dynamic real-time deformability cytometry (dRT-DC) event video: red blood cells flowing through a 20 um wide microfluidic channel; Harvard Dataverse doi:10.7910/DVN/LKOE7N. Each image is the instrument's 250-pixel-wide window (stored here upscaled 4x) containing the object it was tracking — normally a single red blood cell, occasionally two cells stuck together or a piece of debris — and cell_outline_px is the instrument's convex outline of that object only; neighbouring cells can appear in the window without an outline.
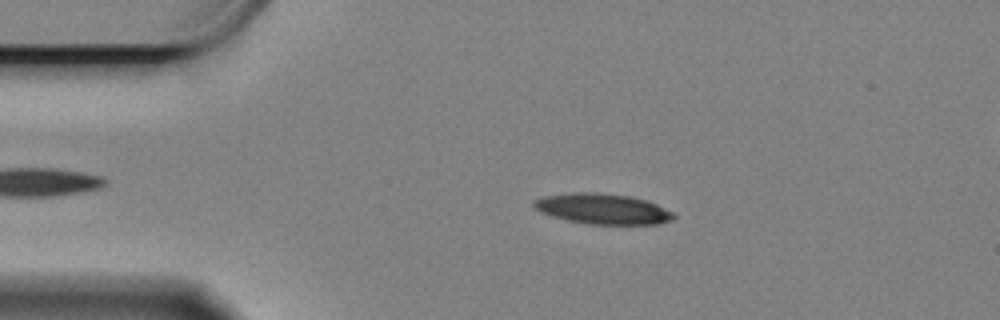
{"species": "Egyptian fruit bat (a non-hibernating species)", "species_latin": "Rousettus aegyptiacus", "temperature_condition": "cold", "stored_images_in_passage": 38, "camera_frame_rate_fps": 3000, "um_per_image_px": 0.085, "animal": {"sex": "female"}, "frame": {"image": 1, "passage_image": 11, "time_ms": 3.333, "image_size_px": [1000, 320], "cell_outline_px": [[676, 216], [672, 220], [656, 224], [588, 224], [568, 220], [552, 216], [540, 212], [532, 204], [536, 200], [548, 196], [580, 192], [596, 192], [628, 196], [648, 200], [676, 212]], "centroid_in_image_um": [51.32, 17.76], "position_along_channel_um": 33.7, "area_um2": 24.68}}
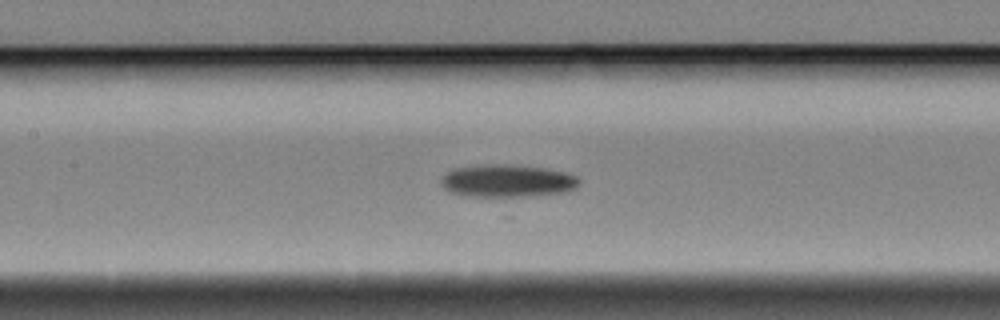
{"frame": {"image": 2, "passage_image": 26, "time_ms": 8.333, "image_size_px": [1000, 320], "cell_outline_px": [[580, 184], [576, 188], [568, 192], [524, 196], [468, 196], [448, 192], [440, 184], [440, 180], [452, 168], [492, 164], [540, 168], [564, 172], [576, 176], [580, 180]], "centroid_in_image_um": [43.11, 15.39], "position_along_channel_um": 164.3, "area_um2": 25.89}}
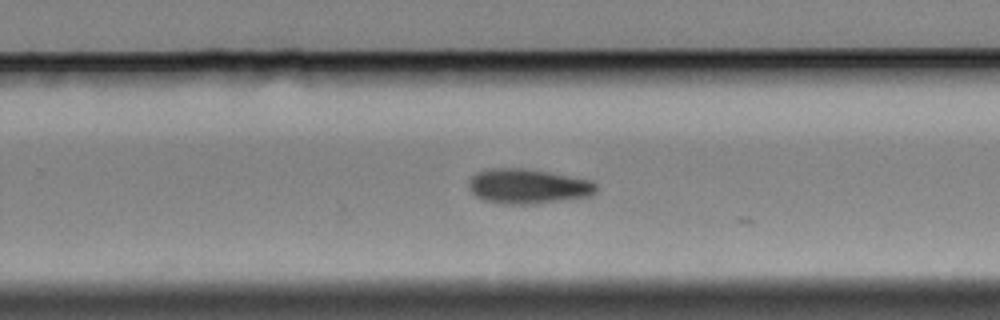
{"frame": {"image": 3, "passage_image": 37, "time_ms": 12.0, "image_size_px": [1000, 320], "cell_outline_px": [[596, 192], [588, 196], [564, 200], [532, 204], [500, 204], [484, 200], [476, 196], [472, 192], [468, 184], [472, 176], [476, 172], [492, 168], [524, 168], [548, 172], [592, 180], [596, 184]], "centroid_in_image_um": [44.86, 15.83], "position_along_channel_um": 284.9, "area_um2": 25.84}}